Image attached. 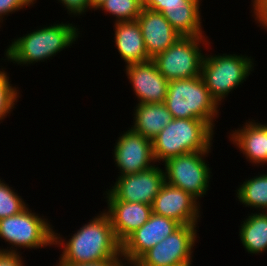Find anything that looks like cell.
<instances>
[{
	"instance_id": "cell-1",
	"label": "cell",
	"mask_w": 267,
	"mask_h": 266,
	"mask_svg": "<svg viewBox=\"0 0 267 266\" xmlns=\"http://www.w3.org/2000/svg\"><path fill=\"white\" fill-rule=\"evenodd\" d=\"M96 216L77 229L70 239L54 230L53 246L61 247L56 263H89L106 259H123L122 244L115 236L107 213Z\"/></svg>"
},
{
	"instance_id": "cell-2",
	"label": "cell",
	"mask_w": 267,
	"mask_h": 266,
	"mask_svg": "<svg viewBox=\"0 0 267 266\" xmlns=\"http://www.w3.org/2000/svg\"><path fill=\"white\" fill-rule=\"evenodd\" d=\"M54 23L12 39L4 52L5 59L2 60L17 63V66H30L36 62H47V59H53L63 49L71 48L78 41L80 28L68 22Z\"/></svg>"
},
{
	"instance_id": "cell-3",
	"label": "cell",
	"mask_w": 267,
	"mask_h": 266,
	"mask_svg": "<svg viewBox=\"0 0 267 266\" xmlns=\"http://www.w3.org/2000/svg\"><path fill=\"white\" fill-rule=\"evenodd\" d=\"M214 131L201 119L173 118L152 140L155 162L160 165L178 155L211 151Z\"/></svg>"
},
{
	"instance_id": "cell-4",
	"label": "cell",
	"mask_w": 267,
	"mask_h": 266,
	"mask_svg": "<svg viewBox=\"0 0 267 266\" xmlns=\"http://www.w3.org/2000/svg\"><path fill=\"white\" fill-rule=\"evenodd\" d=\"M164 103L173 118L201 119L213 129L220 115L202 76L169 81Z\"/></svg>"
},
{
	"instance_id": "cell-5",
	"label": "cell",
	"mask_w": 267,
	"mask_h": 266,
	"mask_svg": "<svg viewBox=\"0 0 267 266\" xmlns=\"http://www.w3.org/2000/svg\"><path fill=\"white\" fill-rule=\"evenodd\" d=\"M254 62V58L246 54H205L201 76L210 96L220 107L224 99L254 72Z\"/></svg>"
},
{
	"instance_id": "cell-6",
	"label": "cell",
	"mask_w": 267,
	"mask_h": 266,
	"mask_svg": "<svg viewBox=\"0 0 267 266\" xmlns=\"http://www.w3.org/2000/svg\"><path fill=\"white\" fill-rule=\"evenodd\" d=\"M43 217L28 206L17 215L0 219V239L11 245L0 250L19 253L23 248L35 250L53 246L55 226Z\"/></svg>"
},
{
	"instance_id": "cell-7",
	"label": "cell",
	"mask_w": 267,
	"mask_h": 266,
	"mask_svg": "<svg viewBox=\"0 0 267 266\" xmlns=\"http://www.w3.org/2000/svg\"><path fill=\"white\" fill-rule=\"evenodd\" d=\"M207 38L209 37H180L152 61L168 81L199 77L205 56L203 49L208 50L211 45Z\"/></svg>"
},
{
	"instance_id": "cell-8",
	"label": "cell",
	"mask_w": 267,
	"mask_h": 266,
	"mask_svg": "<svg viewBox=\"0 0 267 266\" xmlns=\"http://www.w3.org/2000/svg\"><path fill=\"white\" fill-rule=\"evenodd\" d=\"M211 152H191L166 160L162 164L165 182L189 193L200 203L210 188L209 182L213 176L212 169L207 164L209 162L205 160Z\"/></svg>"
},
{
	"instance_id": "cell-9",
	"label": "cell",
	"mask_w": 267,
	"mask_h": 266,
	"mask_svg": "<svg viewBox=\"0 0 267 266\" xmlns=\"http://www.w3.org/2000/svg\"><path fill=\"white\" fill-rule=\"evenodd\" d=\"M197 229L199 230L198 225H181L171 235L146 251L133 266L192 264L193 247L199 238Z\"/></svg>"
},
{
	"instance_id": "cell-10",
	"label": "cell",
	"mask_w": 267,
	"mask_h": 266,
	"mask_svg": "<svg viewBox=\"0 0 267 266\" xmlns=\"http://www.w3.org/2000/svg\"><path fill=\"white\" fill-rule=\"evenodd\" d=\"M156 163L142 172L117 176L116 181L103 193L106 200L153 204L154 198L165 183L164 170Z\"/></svg>"
},
{
	"instance_id": "cell-11",
	"label": "cell",
	"mask_w": 267,
	"mask_h": 266,
	"mask_svg": "<svg viewBox=\"0 0 267 266\" xmlns=\"http://www.w3.org/2000/svg\"><path fill=\"white\" fill-rule=\"evenodd\" d=\"M117 176H125L145 171L155 166L152 140L145 138L128 127L115 142L112 149Z\"/></svg>"
},
{
	"instance_id": "cell-12",
	"label": "cell",
	"mask_w": 267,
	"mask_h": 266,
	"mask_svg": "<svg viewBox=\"0 0 267 266\" xmlns=\"http://www.w3.org/2000/svg\"><path fill=\"white\" fill-rule=\"evenodd\" d=\"M181 225L152 213L149 219L122 243L124 264L133 265L146 251L171 235Z\"/></svg>"
},
{
	"instance_id": "cell-13",
	"label": "cell",
	"mask_w": 267,
	"mask_h": 266,
	"mask_svg": "<svg viewBox=\"0 0 267 266\" xmlns=\"http://www.w3.org/2000/svg\"><path fill=\"white\" fill-rule=\"evenodd\" d=\"M200 204L189 193L165 182L154 198L152 213L173 219L180 225H198L202 213Z\"/></svg>"
},
{
	"instance_id": "cell-14",
	"label": "cell",
	"mask_w": 267,
	"mask_h": 266,
	"mask_svg": "<svg viewBox=\"0 0 267 266\" xmlns=\"http://www.w3.org/2000/svg\"><path fill=\"white\" fill-rule=\"evenodd\" d=\"M125 74L137 98L136 104L164 103L169 81L150 60L125 66Z\"/></svg>"
},
{
	"instance_id": "cell-15",
	"label": "cell",
	"mask_w": 267,
	"mask_h": 266,
	"mask_svg": "<svg viewBox=\"0 0 267 266\" xmlns=\"http://www.w3.org/2000/svg\"><path fill=\"white\" fill-rule=\"evenodd\" d=\"M136 21L140 26L147 54L151 59L167 50L182 37L160 12L143 7Z\"/></svg>"
},
{
	"instance_id": "cell-16",
	"label": "cell",
	"mask_w": 267,
	"mask_h": 266,
	"mask_svg": "<svg viewBox=\"0 0 267 266\" xmlns=\"http://www.w3.org/2000/svg\"><path fill=\"white\" fill-rule=\"evenodd\" d=\"M103 209L110 218L118 241L122 244L133 232L139 229L152 214V206L145 203L105 200Z\"/></svg>"
},
{
	"instance_id": "cell-17",
	"label": "cell",
	"mask_w": 267,
	"mask_h": 266,
	"mask_svg": "<svg viewBox=\"0 0 267 266\" xmlns=\"http://www.w3.org/2000/svg\"><path fill=\"white\" fill-rule=\"evenodd\" d=\"M249 119L241 128L231 130L229 140L257 167L267 165V123ZM263 123V124H262Z\"/></svg>"
},
{
	"instance_id": "cell-18",
	"label": "cell",
	"mask_w": 267,
	"mask_h": 266,
	"mask_svg": "<svg viewBox=\"0 0 267 266\" xmlns=\"http://www.w3.org/2000/svg\"><path fill=\"white\" fill-rule=\"evenodd\" d=\"M114 47L118 50L125 66L152 60L146 51L144 39L137 21L115 22Z\"/></svg>"
},
{
	"instance_id": "cell-19",
	"label": "cell",
	"mask_w": 267,
	"mask_h": 266,
	"mask_svg": "<svg viewBox=\"0 0 267 266\" xmlns=\"http://www.w3.org/2000/svg\"><path fill=\"white\" fill-rule=\"evenodd\" d=\"M134 108L133 125L130 128L150 140L173 119L165 103H142Z\"/></svg>"
},
{
	"instance_id": "cell-20",
	"label": "cell",
	"mask_w": 267,
	"mask_h": 266,
	"mask_svg": "<svg viewBox=\"0 0 267 266\" xmlns=\"http://www.w3.org/2000/svg\"><path fill=\"white\" fill-rule=\"evenodd\" d=\"M201 1L191 0L188 4L165 6L161 13L182 37L206 36L202 28Z\"/></svg>"
},
{
	"instance_id": "cell-21",
	"label": "cell",
	"mask_w": 267,
	"mask_h": 266,
	"mask_svg": "<svg viewBox=\"0 0 267 266\" xmlns=\"http://www.w3.org/2000/svg\"><path fill=\"white\" fill-rule=\"evenodd\" d=\"M239 227L240 242L252 256L267 251V212L247 214Z\"/></svg>"
},
{
	"instance_id": "cell-22",
	"label": "cell",
	"mask_w": 267,
	"mask_h": 266,
	"mask_svg": "<svg viewBox=\"0 0 267 266\" xmlns=\"http://www.w3.org/2000/svg\"><path fill=\"white\" fill-rule=\"evenodd\" d=\"M235 192L236 200L240 201L243 207L267 212V172H258L256 176L245 179Z\"/></svg>"
},
{
	"instance_id": "cell-23",
	"label": "cell",
	"mask_w": 267,
	"mask_h": 266,
	"mask_svg": "<svg viewBox=\"0 0 267 266\" xmlns=\"http://www.w3.org/2000/svg\"><path fill=\"white\" fill-rule=\"evenodd\" d=\"M141 0H105L96 10L112 15L115 22L136 21L142 9Z\"/></svg>"
},
{
	"instance_id": "cell-24",
	"label": "cell",
	"mask_w": 267,
	"mask_h": 266,
	"mask_svg": "<svg viewBox=\"0 0 267 266\" xmlns=\"http://www.w3.org/2000/svg\"><path fill=\"white\" fill-rule=\"evenodd\" d=\"M0 124L2 121L9 117L15 105L18 102V99L21 98L19 95L20 90L16 86H13L10 82V75L8 74L5 67L0 66Z\"/></svg>"
},
{
	"instance_id": "cell-25",
	"label": "cell",
	"mask_w": 267,
	"mask_h": 266,
	"mask_svg": "<svg viewBox=\"0 0 267 266\" xmlns=\"http://www.w3.org/2000/svg\"><path fill=\"white\" fill-rule=\"evenodd\" d=\"M0 178V219L17 215L29 205L15 189ZM4 181V182H3Z\"/></svg>"
},
{
	"instance_id": "cell-26",
	"label": "cell",
	"mask_w": 267,
	"mask_h": 266,
	"mask_svg": "<svg viewBox=\"0 0 267 266\" xmlns=\"http://www.w3.org/2000/svg\"><path fill=\"white\" fill-rule=\"evenodd\" d=\"M36 2L37 0H0V23L3 24L6 16L8 17L23 8L34 6ZM1 24L0 28L2 27Z\"/></svg>"
},
{
	"instance_id": "cell-27",
	"label": "cell",
	"mask_w": 267,
	"mask_h": 266,
	"mask_svg": "<svg viewBox=\"0 0 267 266\" xmlns=\"http://www.w3.org/2000/svg\"><path fill=\"white\" fill-rule=\"evenodd\" d=\"M65 10L67 14L71 15L70 17L80 16L91 10L90 0H57ZM73 15V16H72Z\"/></svg>"
},
{
	"instance_id": "cell-28",
	"label": "cell",
	"mask_w": 267,
	"mask_h": 266,
	"mask_svg": "<svg viewBox=\"0 0 267 266\" xmlns=\"http://www.w3.org/2000/svg\"><path fill=\"white\" fill-rule=\"evenodd\" d=\"M252 16L255 19V22L258 23L261 29L267 31V0H251Z\"/></svg>"
},
{
	"instance_id": "cell-29",
	"label": "cell",
	"mask_w": 267,
	"mask_h": 266,
	"mask_svg": "<svg viewBox=\"0 0 267 266\" xmlns=\"http://www.w3.org/2000/svg\"><path fill=\"white\" fill-rule=\"evenodd\" d=\"M191 0H141L142 7L156 12H162L165 6L188 4Z\"/></svg>"
},
{
	"instance_id": "cell-30",
	"label": "cell",
	"mask_w": 267,
	"mask_h": 266,
	"mask_svg": "<svg viewBox=\"0 0 267 266\" xmlns=\"http://www.w3.org/2000/svg\"><path fill=\"white\" fill-rule=\"evenodd\" d=\"M22 252H8L0 250V266H25Z\"/></svg>"
},
{
	"instance_id": "cell-31",
	"label": "cell",
	"mask_w": 267,
	"mask_h": 266,
	"mask_svg": "<svg viewBox=\"0 0 267 266\" xmlns=\"http://www.w3.org/2000/svg\"><path fill=\"white\" fill-rule=\"evenodd\" d=\"M123 259H106L89 263H56L55 266H123Z\"/></svg>"
},
{
	"instance_id": "cell-32",
	"label": "cell",
	"mask_w": 267,
	"mask_h": 266,
	"mask_svg": "<svg viewBox=\"0 0 267 266\" xmlns=\"http://www.w3.org/2000/svg\"><path fill=\"white\" fill-rule=\"evenodd\" d=\"M105 0H90L91 11L96 10Z\"/></svg>"
},
{
	"instance_id": "cell-33",
	"label": "cell",
	"mask_w": 267,
	"mask_h": 266,
	"mask_svg": "<svg viewBox=\"0 0 267 266\" xmlns=\"http://www.w3.org/2000/svg\"><path fill=\"white\" fill-rule=\"evenodd\" d=\"M173 266H192V264H179V265H173Z\"/></svg>"
}]
</instances>
